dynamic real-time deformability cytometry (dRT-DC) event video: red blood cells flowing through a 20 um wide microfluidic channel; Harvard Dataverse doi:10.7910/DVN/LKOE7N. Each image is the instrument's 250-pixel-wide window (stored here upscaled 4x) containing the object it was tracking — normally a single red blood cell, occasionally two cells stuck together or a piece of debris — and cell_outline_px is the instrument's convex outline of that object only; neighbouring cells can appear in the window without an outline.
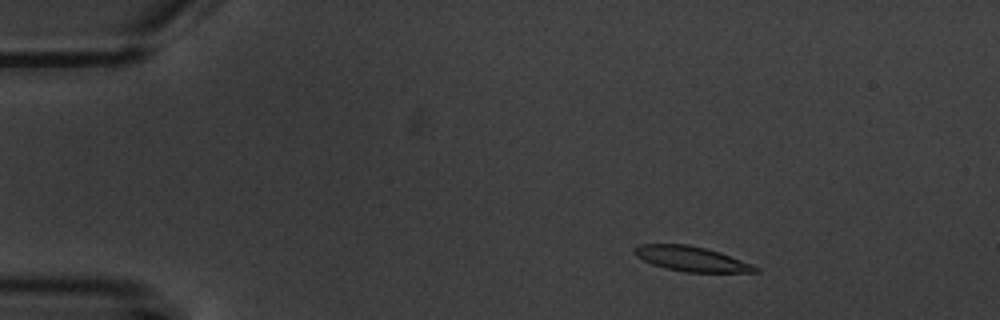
{"species": "common noctule bat (a hibernating species)", "species_latin": "Nyctalus noctula", "temperature_condition": "warm", "stored_images_in_passage": 4, "camera_frame_rate_fps": 3000, "um_per_image_px": 0.085, "animal": {"sex": "male", "body_mass_g": 20.1, "forearm_length_mm": 53.5}, "frame": {"image": 1, "passage_image": 2, "time_ms": 1.333, "image_size_px": [1000, 320], "cell_outline_px": [[760, 272], [684, 272], [664, 268], [652, 264], [636, 256], [632, 252], [632, 248], [640, 244], [688, 244], [720, 252], [752, 264], [760, 268]], "centroid_in_image_um": [58.75, 22.0], "position_along_channel_um": 26.3, "area_um2": 17.63}}